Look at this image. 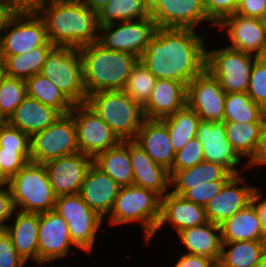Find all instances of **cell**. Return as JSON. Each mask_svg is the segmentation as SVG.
<instances>
[{"label": "cell", "instance_id": "obj_39", "mask_svg": "<svg viewBox=\"0 0 266 267\" xmlns=\"http://www.w3.org/2000/svg\"><path fill=\"white\" fill-rule=\"evenodd\" d=\"M157 78L140 62L132 69L123 91L142 107L150 98Z\"/></svg>", "mask_w": 266, "mask_h": 267}, {"label": "cell", "instance_id": "obj_49", "mask_svg": "<svg viewBox=\"0 0 266 267\" xmlns=\"http://www.w3.org/2000/svg\"><path fill=\"white\" fill-rule=\"evenodd\" d=\"M15 210L10 187L0 188V230H4L7 227Z\"/></svg>", "mask_w": 266, "mask_h": 267}, {"label": "cell", "instance_id": "obj_28", "mask_svg": "<svg viewBox=\"0 0 266 267\" xmlns=\"http://www.w3.org/2000/svg\"><path fill=\"white\" fill-rule=\"evenodd\" d=\"M170 191L182 196L188 185L208 184L209 181H228L232 174L225 166L203 160L193 167L179 171H169Z\"/></svg>", "mask_w": 266, "mask_h": 267}, {"label": "cell", "instance_id": "obj_12", "mask_svg": "<svg viewBox=\"0 0 266 267\" xmlns=\"http://www.w3.org/2000/svg\"><path fill=\"white\" fill-rule=\"evenodd\" d=\"M157 28L151 17L99 25L98 42L107 49L126 52L140 59Z\"/></svg>", "mask_w": 266, "mask_h": 267}, {"label": "cell", "instance_id": "obj_17", "mask_svg": "<svg viewBox=\"0 0 266 267\" xmlns=\"http://www.w3.org/2000/svg\"><path fill=\"white\" fill-rule=\"evenodd\" d=\"M243 177L242 173L233 175L221 191L207 203L205 212L209 222L220 225L251 204L252 194L257 187L247 183L248 180Z\"/></svg>", "mask_w": 266, "mask_h": 267}, {"label": "cell", "instance_id": "obj_2", "mask_svg": "<svg viewBox=\"0 0 266 267\" xmlns=\"http://www.w3.org/2000/svg\"><path fill=\"white\" fill-rule=\"evenodd\" d=\"M37 13L54 46L81 48L98 41L97 13L81 0H49Z\"/></svg>", "mask_w": 266, "mask_h": 267}, {"label": "cell", "instance_id": "obj_20", "mask_svg": "<svg viewBox=\"0 0 266 267\" xmlns=\"http://www.w3.org/2000/svg\"><path fill=\"white\" fill-rule=\"evenodd\" d=\"M196 138L203 146L204 160L221 164L234 175L241 174L242 169L246 170V165L241 164L243 160L226 137L224 122L201 120Z\"/></svg>", "mask_w": 266, "mask_h": 267}, {"label": "cell", "instance_id": "obj_57", "mask_svg": "<svg viewBox=\"0 0 266 267\" xmlns=\"http://www.w3.org/2000/svg\"><path fill=\"white\" fill-rule=\"evenodd\" d=\"M10 186V178L4 173L0 167V188H7Z\"/></svg>", "mask_w": 266, "mask_h": 267}, {"label": "cell", "instance_id": "obj_42", "mask_svg": "<svg viewBox=\"0 0 266 267\" xmlns=\"http://www.w3.org/2000/svg\"><path fill=\"white\" fill-rule=\"evenodd\" d=\"M204 160L203 146L194 138L188 141L184 147L176 151L174 162L170 171H179L190 168Z\"/></svg>", "mask_w": 266, "mask_h": 267}, {"label": "cell", "instance_id": "obj_27", "mask_svg": "<svg viewBox=\"0 0 266 267\" xmlns=\"http://www.w3.org/2000/svg\"><path fill=\"white\" fill-rule=\"evenodd\" d=\"M177 235L186 248L185 253L207 256L218 263L222 250L220 225L208 221L200 226L183 229Z\"/></svg>", "mask_w": 266, "mask_h": 267}, {"label": "cell", "instance_id": "obj_13", "mask_svg": "<svg viewBox=\"0 0 266 267\" xmlns=\"http://www.w3.org/2000/svg\"><path fill=\"white\" fill-rule=\"evenodd\" d=\"M70 113L75 122L78 148L84 155L94 159L122 141L86 103L74 104Z\"/></svg>", "mask_w": 266, "mask_h": 267}, {"label": "cell", "instance_id": "obj_7", "mask_svg": "<svg viewBox=\"0 0 266 267\" xmlns=\"http://www.w3.org/2000/svg\"><path fill=\"white\" fill-rule=\"evenodd\" d=\"M73 104L87 102L80 48L55 46L40 72Z\"/></svg>", "mask_w": 266, "mask_h": 267}, {"label": "cell", "instance_id": "obj_8", "mask_svg": "<svg viewBox=\"0 0 266 267\" xmlns=\"http://www.w3.org/2000/svg\"><path fill=\"white\" fill-rule=\"evenodd\" d=\"M206 48V69L226 93L247 92L250 74L258 56L230 47Z\"/></svg>", "mask_w": 266, "mask_h": 267}, {"label": "cell", "instance_id": "obj_59", "mask_svg": "<svg viewBox=\"0 0 266 267\" xmlns=\"http://www.w3.org/2000/svg\"><path fill=\"white\" fill-rule=\"evenodd\" d=\"M4 73V58L1 50V45H0V75Z\"/></svg>", "mask_w": 266, "mask_h": 267}, {"label": "cell", "instance_id": "obj_44", "mask_svg": "<svg viewBox=\"0 0 266 267\" xmlns=\"http://www.w3.org/2000/svg\"><path fill=\"white\" fill-rule=\"evenodd\" d=\"M227 181H209L208 184L188 185V190L182 195L186 200L205 207L217 195Z\"/></svg>", "mask_w": 266, "mask_h": 267}, {"label": "cell", "instance_id": "obj_55", "mask_svg": "<svg viewBox=\"0 0 266 267\" xmlns=\"http://www.w3.org/2000/svg\"><path fill=\"white\" fill-rule=\"evenodd\" d=\"M15 12L8 6L4 0H0V40L7 22Z\"/></svg>", "mask_w": 266, "mask_h": 267}, {"label": "cell", "instance_id": "obj_41", "mask_svg": "<svg viewBox=\"0 0 266 267\" xmlns=\"http://www.w3.org/2000/svg\"><path fill=\"white\" fill-rule=\"evenodd\" d=\"M247 94L266 111V57H258L250 74Z\"/></svg>", "mask_w": 266, "mask_h": 267}, {"label": "cell", "instance_id": "obj_1", "mask_svg": "<svg viewBox=\"0 0 266 267\" xmlns=\"http://www.w3.org/2000/svg\"><path fill=\"white\" fill-rule=\"evenodd\" d=\"M198 30L157 28L139 61L157 78L187 84L206 69V38Z\"/></svg>", "mask_w": 266, "mask_h": 267}, {"label": "cell", "instance_id": "obj_9", "mask_svg": "<svg viewBox=\"0 0 266 267\" xmlns=\"http://www.w3.org/2000/svg\"><path fill=\"white\" fill-rule=\"evenodd\" d=\"M78 152L76 127L71 113L61 114L53 124L30 137V158L35 163L44 164Z\"/></svg>", "mask_w": 266, "mask_h": 267}, {"label": "cell", "instance_id": "obj_24", "mask_svg": "<svg viewBox=\"0 0 266 267\" xmlns=\"http://www.w3.org/2000/svg\"><path fill=\"white\" fill-rule=\"evenodd\" d=\"M134 141L156 164L171 170L176 151L167 126L161 120L145 119Z\"/></svg>", "mask_w": 266, "mask_h": 267}, {"label": "cell", "instance_id": "obj_3", "mask_svg": "<svg viewBox=\"0 0 266 267\" xmlns=\"http://www.w3.org/2000/svg\"><path fill=\"white\" fill-rule=\"evenodd\" d=\"M87 97L93 93L123 90L139 58L110 50L98 41L80 48Z\"/></svg>", "mask_w": 266, "mask_h": 267}, {"label": "cell", "instance_id": "obj_54", "mask_svg": "<svg viewBox=\"0 0 266 267\" xmlns=\"http://www.w3.org/2000/svg\"><path fill=\"white\" fill-rule=\"evenodd\" d=\"M257 187L251 197V204L256 210L263 229L264 241H266V197L263 194V189ZM263 197V198H262Z\"/></svg>", "mask_w": 266, "mask_h": 267}, {"label": "cell", "instance_id": "obj_43", "mask_svg": "<svg viewBox=\"0 0 266 267\" xmlns=\"http://www.w3.org/2000/svg\"><path fill=\"white\" fill-rule=\"evenodd\" d=\"M29 161L30 149H5L0 147V167L11 179Z\"/></svg>", "mask_w": 266, "mask_h": 267}, {"label": "cell", "instance_id": "obj_30", "mask_svg": "<svg viewBox=\"0 0 266 267\" xmlns=\"http://www.w3.org/2000/svg\"><path fill=\"white\" fill-rule=\"evenodd\" d=\"M93 163L120 186L133 185V169L129 157V140L99 153Z\"/></svg>", "mask_w": 266, "mask_h": 267}, {"label": "cell", "instance_id": "obj_34", "mask_svg": "<svg viewBox=\"0 0 266 267\" xmlns=\"http://www.w3.org/2000/svg\"><path fill=\"white\" fill-rule=\"evenodd\" d=\"M98 25L150 18L148 0H109L99 11Z\"/></svg>", "mask_w": 266, "mask_h": 267}, {"label": "cell", "instance_id": "obj_10", "mask_svg": "<svg viewBox=\"0 0 266 267\" xmlns=\"http://www.w3.org/2000/svg\"><path fill=\"white\" fill-rule=\"evenodd\" d=\"M54 210L67 222L70 237L79 250L91 253L104 219L84 202L79 193L57 197Z\"/></svg>", "mask_w": 266, "mask_h": 267}, {"label": "cell", "instance_id": "obj_33", "mask_svg": "<svg viewBox=\"0 0 266 267\" xmlns=\"http://www.w3.org/2000/svg\"><path fill=\"white\" fill-rule=\"evenodd\" d=\"M55 46H40L25 54L3 56L4 74L24 81L41 72L50 51Z\"/></svg>", "mask_w": 266, "mask_h": 267}, {"label": "cell", "instance_id": "obj_53", "mask_svg": "<svg viewBox=\"0 0 266 267\" xmlns=\"http://www.w3.org/2000/svg\"><path fill=\"white\" fill-rule=\"evenodd\" d=\"M15 13L38 12L49 0H4Z\"/></svg>", "mask_w": 266, "mask_h": 267}, {"label": "cell", "instance_id": "obj_15", "mask_svg": "<svg viewBox=\"0 0 266 267\" xmlns=\"http://www.w3.org/2000/svg\"><path fill=\"white\" fill-rule=\"evenodd\" d=\"M72 246L78 248L70 237L65 219L54 209L39 213L38 265L66 258Z\"/></svg>", "mask_w": 266, "mask_h": 267}, {"label": "cell", "instance_id": "obj_19", "mask_svg": "<svg viewBox=\"0 0 266 267\" xmlns=\"http://www.w3.org/2000/svg\"><path fill=\"white\" fill-rule=\"evenodd\" d=\"M226 31L230 47L258 57H266V32L258 18L246 17L234 13L226 17L218 26Z\"/></svg>", "mask_w": 266, "mask_h": 267}, {"label": "cell", "instance_id": "obj_25", "mask_svg": "<svg viewBox=\"0 0 266 267\" xmlns=\"http://www.w3.org/2000/svg\"><path fill=\"white\" fill-rule=\"evenodd\" d=\"M14 216V217H13ZM12 224L4 229L10 236L17 253L28 262L38 265L39 213L15 210Z\"/></svg>", "mask_w": 266, "mask_h": 267}, {"label": "cell", "instance_id": "obj_38", "mask_svg": "<svg viewBox=\"0 0 266 267\" xmlns=\"http://www.w3.org/2000/svg\"><path fill=\"white\" fill-rule=\"evenodd\" d=\"M26 97L24 80L0 75V121H7Z\"/></svg>", "mask_w": 266, "mask_h": 267}, {"label": "cell", "instance_id": "obj_50", "mask_svg": "<svg viewBox=\"0 0 266 267\" xmlns=\"http://www.w3.org/2000/svg\"><path fill=\"white\" fill-rule=\"evenodd\" d=\"M173 267H215L218 263L207 256L183 253Z\"/></svg>", "mask_w": 266, "mask_h": 267}, {"label": "cell", "instance_id": "obj_47", "mask_svg": "<svg viewBox=\"0 0 266 267\" xmlns=\"http://www.w3.org/2000/svg\"><path fill=\"white\" fill-rule=\"evenodd\" d=\"M26 263L17 253L7 232L0 230V267H25Z\"/></svg>", "mask_w": 266, "mask_h": 267}, {"label": "cell", "instance_id": "obj_52", "mask_svg": "<svg viewBox=\"0 0 266 267\" xmlns=\"http://www.w3.org/2000/svg\"><path fill=\"white\" fill-rule=\"evenodd\" d=\"M266 9V0H241L235 10L236 14L258 18Z\"/></svg>", "mask_w": 266, "mask_h": 267}, {"label": "cell", "instance_id": "obj_16", "mask_svg": "<svg viewBox=\"0 0 266 267\" xmlns=\"http://www.w3.org/2000/svg\"><path fill=\"white\" fill-rule=\"evenodd\" d=\"M151 18L158 28L194 29L210 22L203 0H148Z\"/></svg>", "mask_w": 266, "mask_h": 267}, {"label": "cell", "instance_id": "obj_37", "mask_svg": "<svg viewBox=\"0 0 266 267\" xmlns=\"http://www.w3.org/2000/svg\"><path fill=\"white\" fill-rule=\"evenodd\" d=\"M224 121L266 122V111L247 92L226 93Z\"/></svg>", "mask_w": 266, "mask_h": 267}, {"label": "cell", "instance_id": "obj_40", "mask_svg": "<svg viewBox=\"0 0 266 267\" xmlns=\"http://www.w3.org/2000/svg\"><path fill=\"white\" fill-rule=\"evenodd\" d=\"M170 178L164 167L133 169V185L152 190L161 197L170 191Z\"/></svg>", "mask_w": 266, "mask_h": 267}, {"label": "cell", "instance_id": "obj_61", "mask_svg": "<svg viewBox=\"0 0 266 267\" xmlns=\"http://www.w3.org/2000/svg\"><path fill=\"white\" fill-rule=\"evenodd\" d=\"M236 5H238V3L241 1V0H232Z\"/></svg>", "mask_w": 266, "mask_h": 267}, {"label": "cell", "instance_id": "obj_18", "mask_svg": "<svg viewBox=\"0 0 266 267\" xmlns=\"http://www.w3.org/2000/svg\"><path fill=\"white\" fill-rule=\"evenodd\" d=\"M93 158L81 152L45 162L49 181L56 197L80 192Z\"/></svg>", "mask_w": 266, "mask_h": 267}, {"label": "cell", "instance_id": "obj_48", "mask_svg": "<svg viewBox=\"0 0 266 267\" xmlns=\"http://www.w3.org/2000/svg\"><path fill=\"white\" fill-rule=\"evenodd\" d=\"M129 157L132 169L162 167L156 164L152 160V158L134 140H129Z\"/></svg>", "mask_w": 266, "mask_h": 267}, {"label": "cell", "instance_id": "obj_11", "mask_svg": "<svg viewBox=\"0 0 266 267\" xmlns=\"http://www.w3.org/2000/svg\"><path fill=\"white\" fill-rule=\"evenodd\" d=\"M3 56L25 54L40 46H54L37 12L14 13L0 40Z\"/></svg>", "mask_w": 266, "mask_h": 267}, {"label": "cell", "instance_id": "obj_22", "mask_svg": "<svg viewBox=\"0 0 266 267\" xmlns=\"http://www.w3.org/2000/svg\"><path fill=\"white\" fill-rule=\"evenodd\" d=\"M207 222L205 207L169 191L162 197L161 218L155 235L165 225H171L177 234L183 229L200 226Z\"/></svg>", "mask_w": 266, "mask_h": 267}, {"label": "cell", "instance_id": "obj_29", "mask_svg": "<svg viewBox=\"0 0 266 267\" xmlns=\"http://www.w3.org/2000/svg\"><path fill=\"white\" fill-rule=\"evenodd\" d=\"M222 243L264 241L260 219L252 204L220 224Z\"/></svg>", "mask_w": 266, "mask_h": 267}, {"label": "cell", "instance_id": "obj_36", "mask_svg": "<svg viewBox=\"0 0 266 267\" xmlns=\"http://www.w3.org/2000/svg\"><path fill=\"white\" fill-rule=\"evenodd\" d=\"M27 96L51 106L61 114L72 111L74 104L44 75L38 73L26 81Z\"/></svg>", "mask_w": 266, "mask_h": 267}, {"label": "cell", "instance_id": "obj_32", "mask_svg": "<svg viewBox=\"0 0 266 267\" xmlns=\"http://www.w3.org/2000/svg\"><path fill=\"white\" fill-rule=\"evenodd\" d=\"M266 122L224 121L226 137L237 155L246 162L254 154L260 132Z\"/></svg>", "mask_w": 266, "mask_h": 267}, {"label": "cell", "instance_id": "obj_14", "mask_svg": "<svg viewBox=\"0 0 266 267\" xmlns=\"http://www.w3.org/2000/svg\"><path fill=\"white\" fill-rule=\"evenodd\" d=\"M226 92L207 69L187 84V106L203 121L224 122Z\"/></svg>", "mask_w": 266, "mask_h": 267}, {"label": "cell", "instance_id": "obj_31", "mask_svg": "<svg viewBox=\"0 0 266 267\" xmlns=\"http://www.w3.org/2000/svg\"><path fill=\"white\" fill-rule=\"evenodd\" d=\"M266 253V241L222 243L219 267H253Z\"/></svg>", "mask_w": 266, "mask_h": 267}, {"label": "cell", "instance_id": "obj_45", "mask_svg": "<svg viewBox=\"0 0 266 267\" xmlns=\"http://www.w3.org/2000/svg\"><path fill=\"white\" fill-rule=\"evenodd\" d=\"M0 147L5 149H30V136L11 126L7 121H0Z\"/></svg>", "mask_w": 266, "mask_h": 267}, {"label": "cell", "instance_id": "obj_6", "mask_svg": "<svg viewBox=\"0 0 266 267\" xmlns=\"http://www.w3.org/2000/svg\"><path fill=\"white\" fill-rule=\"evenodd\" d=\"M9 187L19 211L44 213L55 207L57 197L41 163L29 161L10 179Z\"/></svg>", "mask_w": 266, "mask_h": 267}, {"label": "cell", "instance_id": "obj_60", "mask_svg": "<svg viewBox=\"0 0 266 267\" xmlns=\"http://www.w3.org/2000/svg\"><path fill=\"white\" fill-rule=\"evenodd\" d=\"M253 267H266V253L263 255L262 259Z\"/></svg>", "mask_w": 266, "mask_h": 267}, {"label": "cell", "instance_id": "obj_23", "mask_svg": "<svg viewBox=\"0 0 266 267\" xmlns=\"http://www.w3.org/2000/svg\"><path fill=\"white\" fill-rule=\"evenodd\" d=\"M187 105V86L171 79H158L143 106L145 119L162 120Z\"/></svg>", "mask_w": 266, "mask_h": 267}, {"label": "cell", "instance_id": "obj_26", "mask_svg": "<svg viewBox=\"0 0 266 267\" xmlns=\"http://www.w3.org/2000/svg\"><path fill=\"white\" fill-rule=\"evenodd\" d=\"M60 115L55 108L27 96L7 122L31 137L53 124Z\"/></svg>", "mask_w": 266, "mask_h": 267}, {"label": "cell", "instance_id": "obj_21", "mask_svg": "<svg viewBox=\"0 0 266 267\" xmlns=\"http://www.w3.org/2000/svg\"><path fill=\"white\" fill-rule=\"evenodd\" d=\"M121 186L94 163L88 169L80 189L84 202L105 219L113 206Z\"/></svg>", "mask_w": 266, "mask_h": 267}, {"label": "cell", "instance_id": "obj_46", "mask_svg": "<svg viewBox=\"0 0 266 267\" xmlns=\"http://www.w3.org/2000/svg\"><path fill=\"white\" fill-rule=\"evenodd\" d=\"M211 28L218 26L226 17L235 13L237 5L232 0H203Z\"/></svg>", "mask_w": 266, "mask_h": 267}, {"label": "cell", "instance_id": "obj_35", "mask_svg": "<svg viewBox=\"0 0 266 267\" xmlns=\"http://www.w3.org/2000/svg\"><path fill=\"white\" fill-rule=\"evenodd\" d=\"M161 121L167 126L172 145L175 151H178L188 141L196 138L201 118L186 105Z\"/></svg>", "mask_w": 266, "mask_h": 267}, {"label": "cell", "instance_id": "obj_58", "mask_svg": "<svg viewBox=\"0 0 266 267\" xmlns=\"http://www.w3.org/2000/svg\"><path fill=\"white\" fill-rule=\"evenodd\" d=\"M258 20H259L261 26L265 29V32H266V9L258 17Z\"/></svg>", "mask_w": 266, "mask_h": 267}, {"label": "cell", "instance_id": "obj_4", "mask_svg": "<svg viewBox=\"0 0 266 267\" xmlns=\"http://www.w3.org/2000/svg\"><path fill=\"white\" fill-rule=\"evenodd\" d=\"M162 197L136 185L121 186L112 209L104 219L109 226L138 223L145 243H150L161 218ZM108 221H105L107 220Z\"/></svg>", "mask_w": 266, "mask_h": 267}, {"label": "cell", "instance_id": "obj_5", "mask_svg": "<svg viewBox=\"0 0 266 267\" xmlns=\"http://www.w3.org/2000/svg\"><path fill=\"white\" fill-rule=\"evenodd\" d=\"M86 104L122 140H134L145 116L143 107L123 90L101 91L88 96Z\"/></svg>", "mask_w": 266, "mask_h": 267}, {"label": "cell", "instance_id": "obj_56", "mask_svg": "<svg viewBox=\"0 0 266 267\" xmlns=\"http://www.w3.org/2000/svg\"><path fill=\"white\" fill-rule=\"evenodd\" d=\"M86 6L97 14L108 3L109 0H81Z\"/></svg>", "mask_w": 266, "mask_h": 267}, {"label": "cell", "instance_id": "obj_51", "mask_svg": "<svg viewBox=\"0 0 266 267\" xmlns=\"http://www.w3.org/2000/svg\"><path fill=\"white\" fill-rule=\"evenodd\" d=\"M246 168L263 167L266 165V123L261 129L257 147L252 157L245 163Z\"/></svg>", "mask_w": 266, "mask_h": 267}]
</instances>
